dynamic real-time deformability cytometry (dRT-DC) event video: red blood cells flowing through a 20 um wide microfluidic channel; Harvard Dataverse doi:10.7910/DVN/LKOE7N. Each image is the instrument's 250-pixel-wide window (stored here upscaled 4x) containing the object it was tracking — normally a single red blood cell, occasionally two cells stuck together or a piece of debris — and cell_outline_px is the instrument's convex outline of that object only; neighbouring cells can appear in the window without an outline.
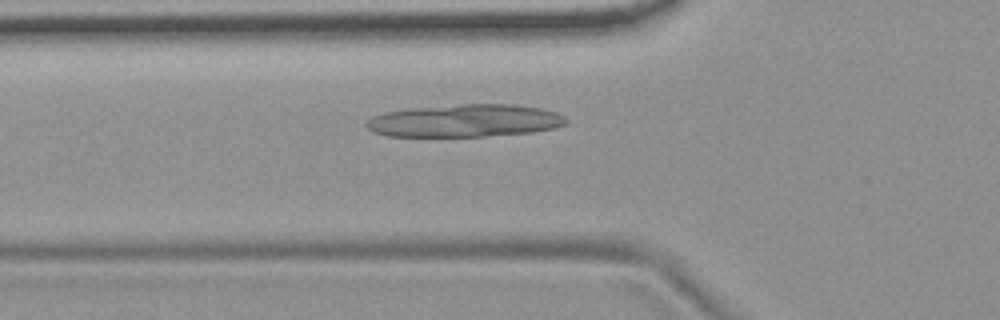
{"species": "common noctule bat (a hibernating species)", "species_latin": "Nyctalus noctula", "temperature_condition": "room temperature", "stored_images_in_passage": 7, "camera_frame_rate_fps": 3000, "um_per_image_px": 0.085, "animal": {"sex": "female", "body_mass_g": 19.9}, "frame": {"image": 1, "passage_image": 7, "time_ms": 2.0, "image_size_px": [1000, 320], "cell_outline_px": [[568, 120], [564, 124], [556, 128], [532, 132], [488, 136], [388, 136], [372, 132], [364, 124], [372, 116], [384, 112], [408, 108], [460, 104], [516, 104], [540, 108], [556, 112], [564, 116]], "centroid_in_image_um": [39.51, 10.25], "position_along_channel_um": 86.3, "area_um2": 38.21}}